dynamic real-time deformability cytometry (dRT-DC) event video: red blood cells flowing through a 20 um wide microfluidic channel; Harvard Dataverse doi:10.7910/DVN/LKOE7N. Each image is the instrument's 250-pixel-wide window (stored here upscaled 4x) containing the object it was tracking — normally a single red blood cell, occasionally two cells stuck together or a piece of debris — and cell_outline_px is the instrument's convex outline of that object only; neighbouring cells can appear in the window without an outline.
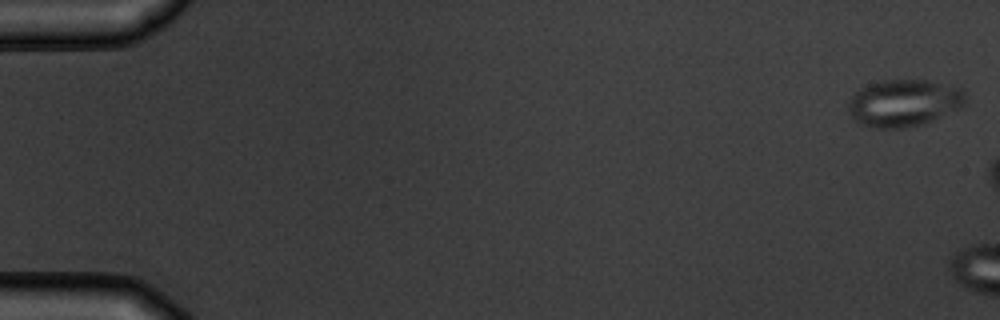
{"species": "common noctule bat (a hibernating species)", "species_latin": "Nyctalus noctula", "temperature_condition": "warm", "stored_images_in_passage": 4, "camera_frame_rate_fps": 3000, "um_per_image_px": 0.085, "animal": {"sex": "male", "body_mass_g": 19.5, "forearm_length_mm": 54.6}, "frame": {"image": 1, "passage_image": 1, "time_ms": 0.0, "image_size_px": [1000, 320], "cell_outline_px": [[964, 104], [960, 108], [924, 124], [904, 128], [872, 128], [860, 124], [848, 112], [848, 104], [852, 96], [860, 88], [880, 80], [928, 80], [964, 88]], "centroid_in_image_um": [76.83, 8.75], "position_along_channel_um": 8.2, "area_um2": 32.25}}